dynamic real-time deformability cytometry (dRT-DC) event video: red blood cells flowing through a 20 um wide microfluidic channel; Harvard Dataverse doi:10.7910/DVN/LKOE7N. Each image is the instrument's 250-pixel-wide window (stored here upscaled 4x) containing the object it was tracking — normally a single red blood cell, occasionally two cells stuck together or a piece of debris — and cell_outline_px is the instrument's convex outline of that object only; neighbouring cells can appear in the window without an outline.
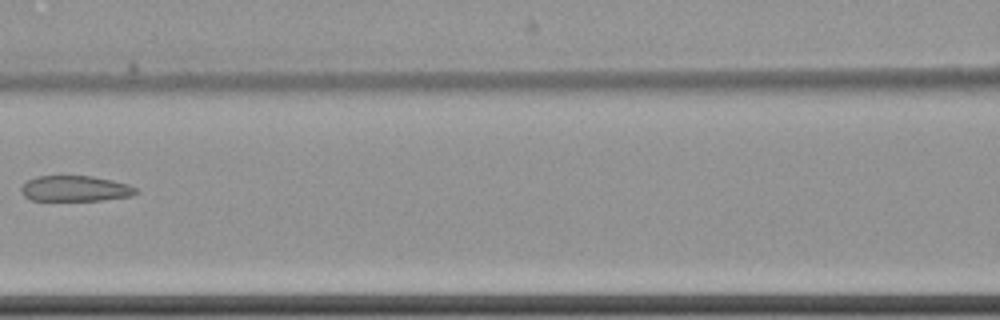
{"species": "common noctule bat (a hibernating species)", "species_latin": "Nyctalus noctula", "temperature_condition": "cold", "stored_images_in_passage": 7, "camera_frame_rate_fps": 3000, "um_per_image_px": 0.085, "animal": {"sex": "female", "body_mass_g": 22.7, "forearm_length_mm": 54.2}, "frame": {"image": 1, "passage_image": 3, "time_ms": 2.667, "image_size_px": [1000, 320], "cell_outline_px": [[140, 192], [132, 196], [104, 200], [32, 200], [24, 196], [20, 192], [20, 188], [28, 180], [36, 176], [92, 176], [112, 180], [128, 184], [136, 188]], "centroid_in_image_um": [6.41, 16.03], "position_along_channel_um": 160.2, "area_um2": 17.22}}
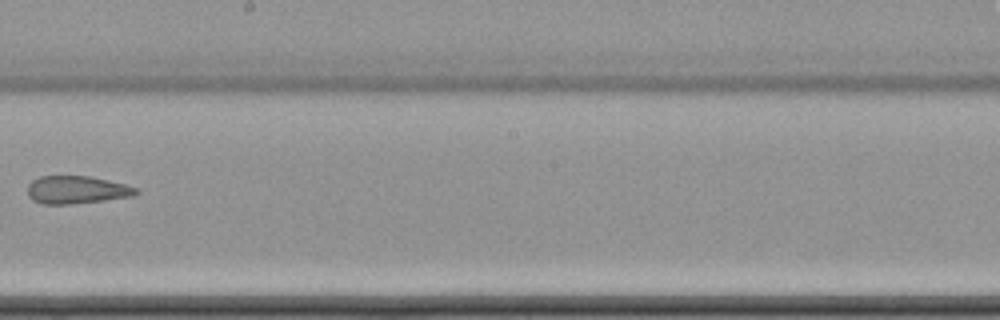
{"frame": {"image": 2, "passage_image": 5, "time_ms": 5.0, "image_size_px": [1000, 320], "cell_outline_px": [[140, 192], [132, 196], [104, 200], [68, 204], [44, 204], [32, 200], [28, 196], [28, 184], [32, 180], [40, 176], [92, 176], [124, 184], [136, 188]], "centroid_in_image_um": [6.49, 16.13], "position_along_channel_um": 241.7, "area_um2": 17.51}}
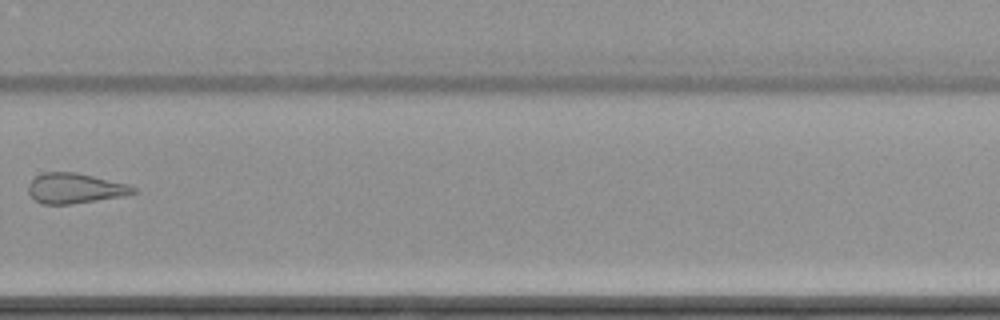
{"frame": {"image": 3, "passage_image": 7, "time_ms": 7.333, "image_size_px": [1000, 320], "cell_outline_px": [[136, 192], [124, 196], [72, 204], [40, 204], [28, 192], [28, 184], [36, 176], [44, 172], [76, 172], [128, 184], [136, 188]], "centroid_in_image_um": [6.37, 16.01], "position_along_channel_um": 323.4, "area_um2": 18.44}}